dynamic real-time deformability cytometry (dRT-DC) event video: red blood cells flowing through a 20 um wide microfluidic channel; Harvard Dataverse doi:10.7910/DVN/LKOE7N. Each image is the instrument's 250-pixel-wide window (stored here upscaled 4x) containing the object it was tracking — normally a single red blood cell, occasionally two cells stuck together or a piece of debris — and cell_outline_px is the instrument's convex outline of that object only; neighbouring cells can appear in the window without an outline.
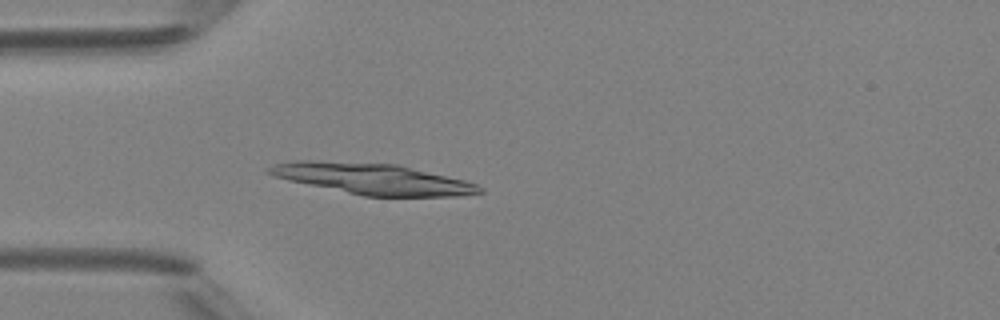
{"species": "Egyptian fruit bat (a non-hibernating species)", "species_latin": "Rousettus aegyptiacus", "temperature_condition": "room temperature", "stored_images_in_passage": 4, "camera_frame_rate_fps": 3000, "um_per_image_px": 0.085, "animal": {"sex": "female"}, "frame": {"image": 1, "passage_image": 4, "time_ms": 3.333, "image_size_px": [1000, 320], "cell_outline_px": [[484, 192], [460, 196], [364, 196], [288, 180], [264, 172], [264, 168], [276, 164], [296, 160], [312, 160], [400, 164], [464, 180], [476, 184], [484, 188]], "centroid_in_image_um": [31.69, 15.19], "position_along_channel_um": 53.3, "area_um2": 37.97}}